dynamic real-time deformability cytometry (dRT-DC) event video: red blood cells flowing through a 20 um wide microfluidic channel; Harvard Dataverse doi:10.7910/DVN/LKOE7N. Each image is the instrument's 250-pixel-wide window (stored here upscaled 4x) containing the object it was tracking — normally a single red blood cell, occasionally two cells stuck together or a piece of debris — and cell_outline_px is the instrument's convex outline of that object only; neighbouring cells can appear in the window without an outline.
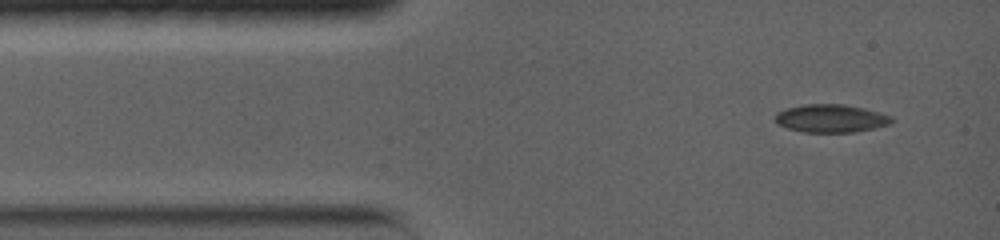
{"species": "common noctule bat (a hibernating species)", "species_latin": "Nyctalus noctula", "temperature_condition": "warm", "stored_images_in_passage": 5, "camera_frame_rate_fps": 5000, "um_per_image_px": 0.085, "animal": {"sex": "female", "body_mass_g": 19.0, "forearm_length_mm": 56.7}, "frame": {"image": 1, "passage_image": 1, "time_ms": 0.0, "image_size_px": [1000, 240], "cell_outline_px": [[892, 120], [888, 124], [876, 128], [856, 132], [800, 132], [776, 124], [772, 120], [772, 116], [776, 112], [788, 108], [804, 104], [844, 104], [864, 108], [880, 112], [892, 116]], "centroid_in_image_um": [70.57, 10.06], "position_along_channel_um": 14.4, "area_um2": 19.31}}
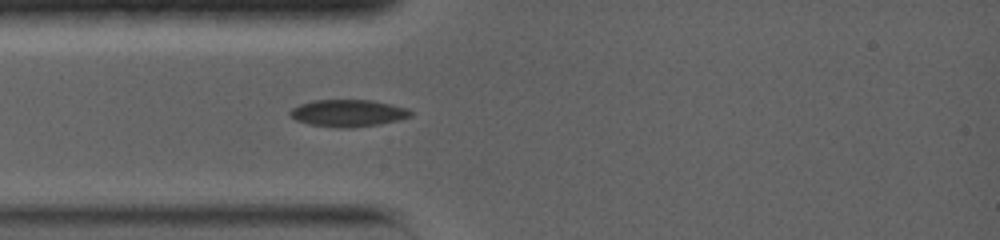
{"frame": {"image": 2, "passage_image": 4, "time_ms": 2.4, "image_size_px": [1000, 240], "cell_outline_px": [[412, 116], [380, 124], [352, 128], [336, 128], [308, 124], [296, 120], [288, 112], [292, 108], [300, 104], [312, 100], [372, 100], [392, 104], [408, 108], [412, 112]], "centroid_in_image_um": [29.58, 9.62], "position_along_channel_um": 55.4, "area_um2": 19.13}}